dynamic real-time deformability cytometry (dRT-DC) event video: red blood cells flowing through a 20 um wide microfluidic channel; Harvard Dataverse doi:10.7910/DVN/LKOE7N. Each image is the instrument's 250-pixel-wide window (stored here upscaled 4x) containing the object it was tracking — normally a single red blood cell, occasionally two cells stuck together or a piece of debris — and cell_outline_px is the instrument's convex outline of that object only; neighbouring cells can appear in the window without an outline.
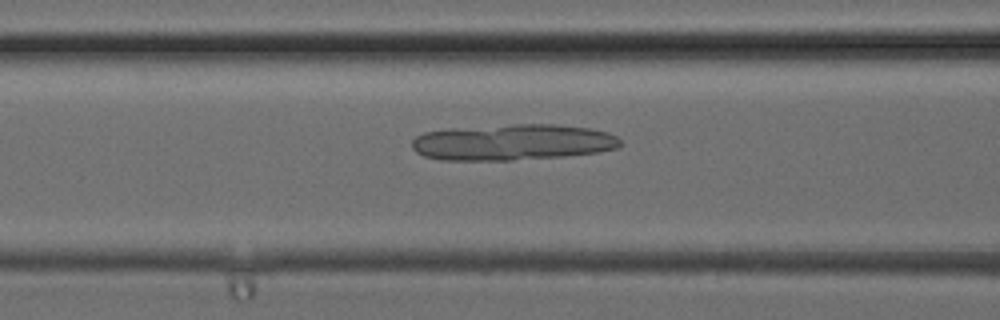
{"species": "common noctule bat (a hibernating species)", "species_latin": "Nyctalus noctula", "temperature_condition": "cold", "stored_images_in_passage": 24, "camera_frame_rate_fps": 3000, "um_per_image_px": 0.085, "animal": {"sex": "female", "body_mass_g": 24.6, "forearm_length_mm": 56.2}, "frame": {"image": 1, "passage_image": 5, "time_ms": 1.333, "image_size_px": [1000, 320], "cell_outline_px": [[624, 144], [620, 148], [596, 152], [564, 156], [512, 160], [440, 160], [424, 156], [416, 152], [412, 148], [412, 140], [416, 136], [424, 132], [448, 128], [516, 124], [556, 124], [588, 128], [608, 132], [616, 136]], "centroid_in_image_um": [43.57, 12.09], "position_along_channel_um": 123.0, "area_um2": 44.16}}
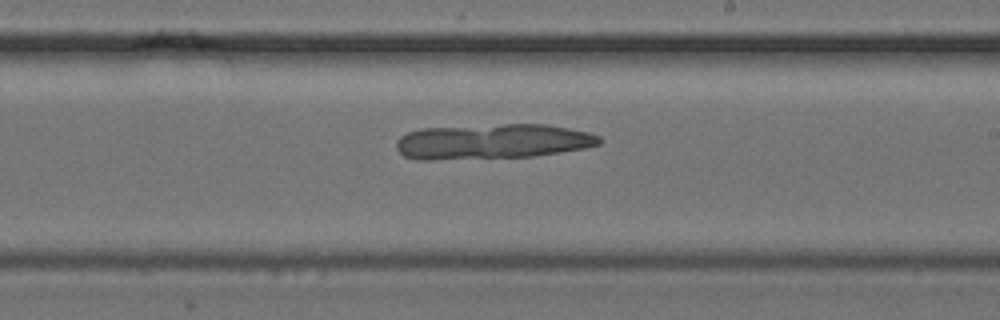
{"frame": {"image": 2, "passage_image": 11, "time_ms": 3.333, "image_size_px": [1000, 320], "cell_outline_px": [[600, 144], [584, 148], [536, 156], [432, 160], [416, 160], [404, 156], [396, 148], [396, 140], [400, 136], [408, 132], [424, 128], [504, 124], [548, 124], [588, 132], [600, 136]], "centroid_in_image_um": [41.83, 12.03], "position_along_channel_um": 247.2, "area_um2": 41.67}}
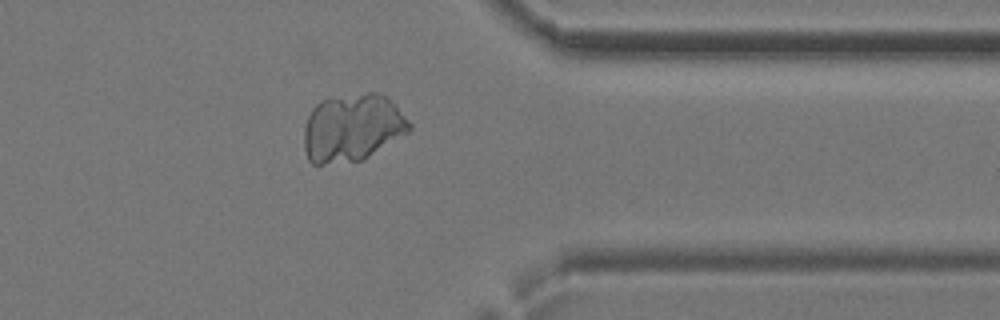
{"frame": {"image": 3, "passage_image": 18, "time_ms": 5.667, "image_size_px": [1000, 320], "cell_outline_px": [[412, 128], [408, 132], [368, 156], [360, 160], [324, 164], [312, 164], [308, 160], [304, 148], [304, 128], [308, 116], [312, 108], [320, 100], [368, 92], [376, 92], [388, 96], [396, 104], [412, 124]], "centroid_in_image_um": [29.95, 10.84], "position_along_channel_um": 381.5, "area_um2": 41.5}}